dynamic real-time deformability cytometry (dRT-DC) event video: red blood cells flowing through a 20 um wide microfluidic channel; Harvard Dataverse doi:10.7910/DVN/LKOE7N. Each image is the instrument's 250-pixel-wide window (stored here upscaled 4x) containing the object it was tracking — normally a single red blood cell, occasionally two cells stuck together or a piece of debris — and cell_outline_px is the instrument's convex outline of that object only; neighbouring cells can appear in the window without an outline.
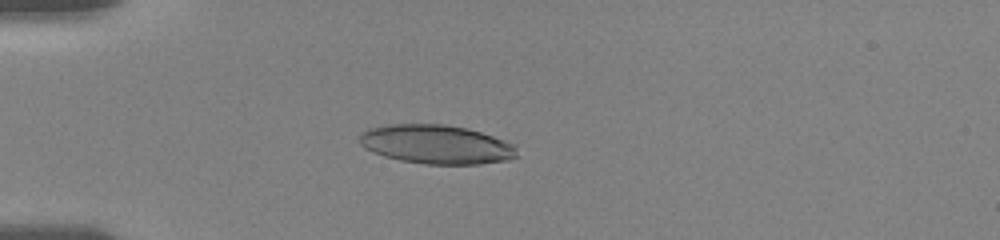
{"species": "human", "species_latin": "Homo sapiens", "temperature_condition": "room temperature", "stored_images_in_passage": 23, "camera_frame_rate_fps": 3000, "um_per_image_px": 0.085, "donor": {"sex": "female"}, "frame": {"image": 1, "passage_image": 17, "time_ms": 5.0, "image_size_px": [1000, 240], "cell_outline_px": [[520, 156], [508, 160], [480, 164], [424, 164], [400, 160], [384, 156], [372, 152], [364, 148], [360, 144], [360, 136], [368, 128], [392, 124], [444, 124], [468, 128], [516, 144]], "centroid_in_image_um": [37.14, 12.28], "position_along_channel_um": 47.9, "area_um2": 36.01}}
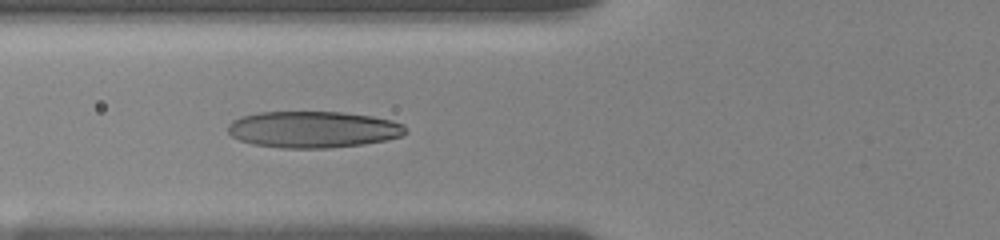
{"frame": {"image": 2, "passage_image": 22, "time_ms": 7.0, "image_size_px": [1000, 240], "cell_outline_px": [[408, 132], [400, 136], [388, 140], [364, 144], [328, 148], [280, 148], [252, 144], [240, 140], [232, 136], [228, 132], [228, 124], [232, 120], [240, 116], [260, 112], [340, 112], [372, 116], [392, 120], [404, 124]], "centroid_in_image_um": [26.62, 11.0], "position_along_channel_um": 99.2, "area_um2": 38.09}}